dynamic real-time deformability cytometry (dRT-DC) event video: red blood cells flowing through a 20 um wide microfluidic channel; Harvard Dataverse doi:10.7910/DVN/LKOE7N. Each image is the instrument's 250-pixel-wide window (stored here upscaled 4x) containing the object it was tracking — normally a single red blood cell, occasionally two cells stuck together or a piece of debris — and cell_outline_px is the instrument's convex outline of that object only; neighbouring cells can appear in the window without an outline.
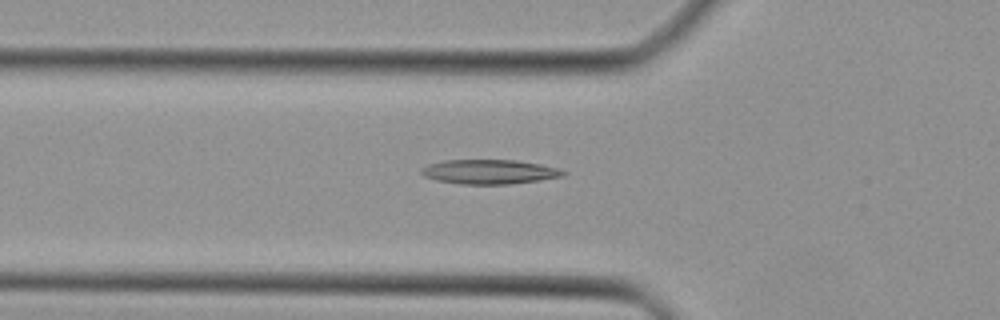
{"species": "Egyptian fruit bat (a non-hibernating species)", "species_latin": "Rousettus aegyptiacus", "temperature_condition": "cold", "stored_images_in_passage": 35, "camera_frame_rate_fps": 3000, "um_per_image_px": 0.085, "animal": {"sex": "female"}, "frame": {"image": 1, "passage_image": 6, "time_ms": 1.667, "image_size_px": [1000, 320], "cell_outline_px": [[568, 172], [564, 176], [540, 180], [508, 184], [460, 184], [436, 180], [424, 176], [420, 172], [420, 168], [428, 164], [444, 160], [516, 160], [540, 164], [556, 168]], "centroid_in_image_um": [41.57, 14.6], "position_along_channel_um": 84.2, "area_um2": 20.23}}
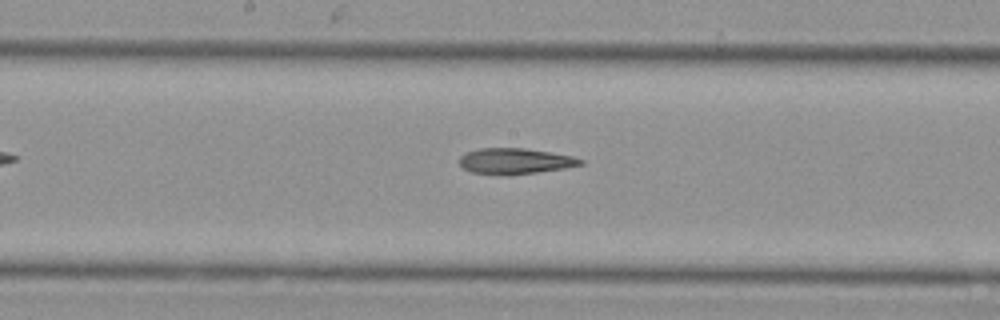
{"frame": {"image": 2, "passage_image": 14, "time_ms": 4.333, "image_size_px": [1000, 320], "cell_outline_px": [[584, 164], [564, 168], [508, 176], [472, 172], [464, 168], [460, 164], [460, 156], [464, 152], [480, 148], [524, 148], [572, 156], [584, 160]], "centroid_in_image_um": [43.76, 13.7], "position_along_channel_um": 204.4, "area_um2": 18.21}}
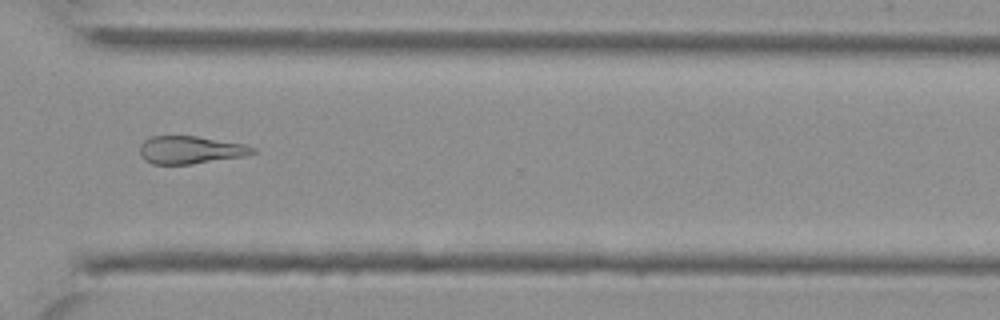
{"frame": {"image": 3, "passage_image": 24, "time_ms": 7.667, "image_size_px": [1000, 320], "cell_outline_px": [[256, 152], [244, 156], [192, 164], [152, 164], [144, 160], [140, 156], [140, 144], [144, 140], [152, 136], [196, 136], [244, 144], [256, 148]], "centroid_in_image_um": [16.16, 12.74], "position_along_channel_um": 354.4, "area_um2": 18.26}}